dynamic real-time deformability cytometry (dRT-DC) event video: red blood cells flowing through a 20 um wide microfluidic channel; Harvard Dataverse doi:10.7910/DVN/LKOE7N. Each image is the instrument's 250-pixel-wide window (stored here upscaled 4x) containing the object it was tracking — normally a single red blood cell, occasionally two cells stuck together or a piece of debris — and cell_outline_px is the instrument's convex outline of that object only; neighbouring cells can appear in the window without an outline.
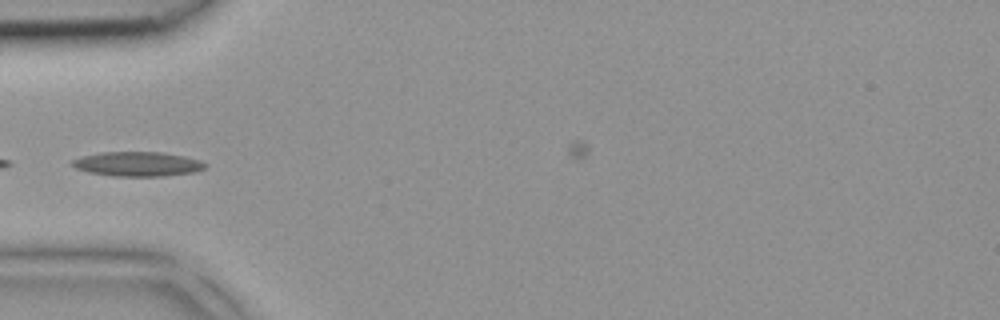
{"species": "common noctule bat (a hibernating species)", "species_latin": "Nyctalus noctula", "temperature_condition": "room temperature", "stored_images_in_passage": 3, "camera_frame_rate_fps": 3000, "um_per_image_px": 0.085, "animal": {"sex": "female", "body_mass_g": 18.4}, "frame": {"image": 1, "passage_image": 3, "time_ms": 0.667, "image_size_px": [1000, 320], "cell_outline_px": [[208, 164], [204, 168], [192, 172], [160, 176], [112, 176], [88, 172], [76, 168], [72, 164], [72, 160], [80, 156], [100, 152], [160, 152], [184, 156], [200, 160]], "centroid_in_image_um": [11.66, 13.93], "position_along_channel_um": 73.3, "area_um2": 18.9}}